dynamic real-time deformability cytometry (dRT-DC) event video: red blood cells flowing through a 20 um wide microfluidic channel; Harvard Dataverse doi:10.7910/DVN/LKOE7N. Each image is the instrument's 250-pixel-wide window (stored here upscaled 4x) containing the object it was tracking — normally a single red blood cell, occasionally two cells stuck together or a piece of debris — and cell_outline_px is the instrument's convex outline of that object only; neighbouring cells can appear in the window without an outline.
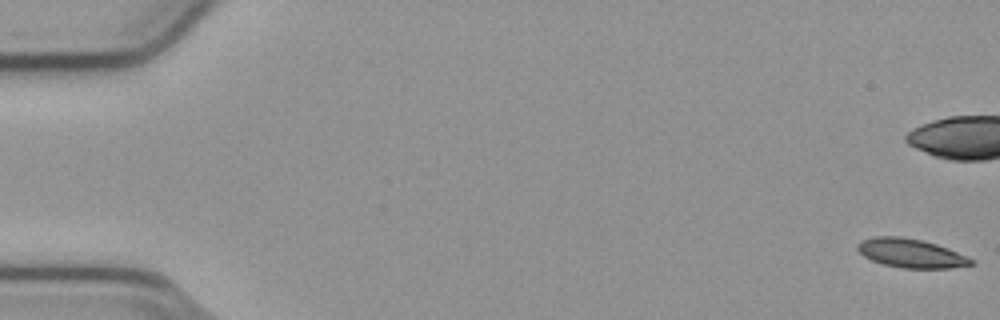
{"species": "common noctule bat (a hibernating species)", "species_latin": "Nyctalus noctula", "temperature_condition": "cold", "stored_images_in_passage": 56, "camera_frame_rate_fps": 3000, "um_per_image_px": 0.085, "animal": {"sex": "male", "body_mass_g": 23.1, "forearm_length_mm": 52.7}, "frame": {"image": 1, "passage_image": 1, "time_ms": 0.0, "image_size_px": [1000, 320], "cell_outline_px": [[976, 264], [948, 268], [904, 268], [884, 264], [872, 260], [864, 256], [856, 248], [856, 244], [860, 240], [872, 236], [900, 236], [924, 240], [948, 248], [968, 256], [976, 260]], "centroid_in_image_um": [77.44, 21.51], "position_along_channel_um": 7.6, "area_um2": 19.36}}
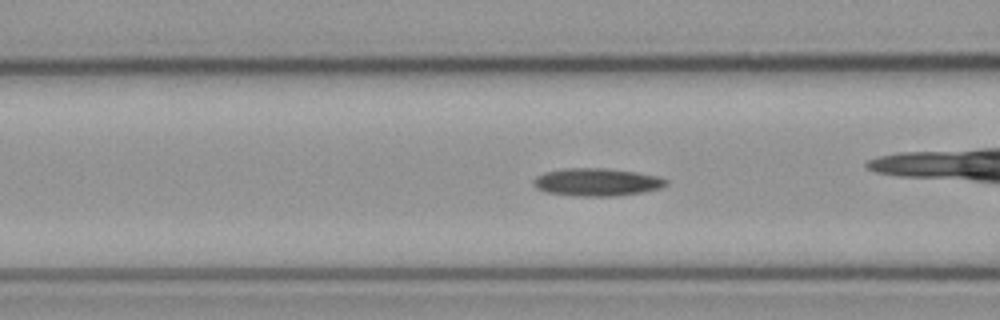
{"frame": {"image": 2, "passage_image": 22, "time_ms": 7.0, "image_size_px": [1000, 320], "cell_outline_px": [[668, 184], [660, 188], [644, 192], [612, 196], [572, 196], [548, 192], [536, 188], [532, 184], [532, 180], [536, 176], [544, 172], [564, 168], [608, 168], [636, 172], [656, 176], [668, 180]], "centroid_in_image_um": [50.7, 15.47], "position_along_channel_um": 115.9, "area_um2": 21.56}}
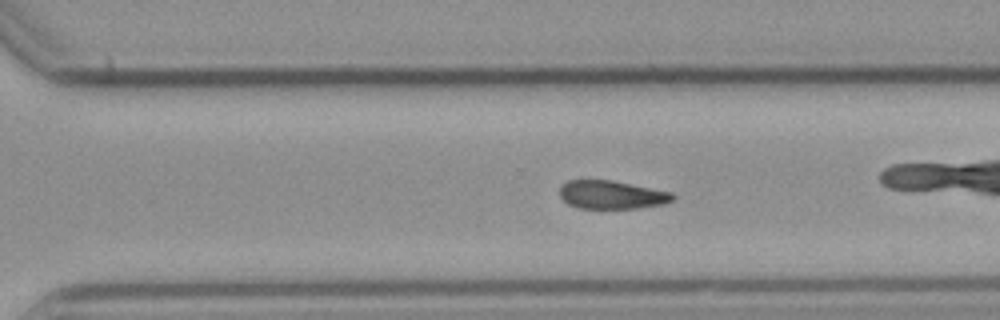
{"frame": {"image": 3, "passage_image": 38, "time_ms": 12.333, "image_size_px": [1000, 320], "cell_outline_px": [[676, 196], [672, 200], [664, 204], [636, 208], [576, 208], [568, 204], [560, 196], [560, 188], [568, 180], [612, 180], [672, 192]], "centroid_in_image_um": [52.0, 16.55], "position_along_channel_um": 318.6, "area_um2": 18.61}, "authors_computed_cell_mechanics": {"area_um2": 19.7098, "velocity_mm_per_s": 3.8008, "shape_relaxation_time_tau1_ms": 11.0755, "shape_relaxation_time_tau2_ms": null, "deformation_change_tau1": 0.2146, "deformation_change_tau2": null}}